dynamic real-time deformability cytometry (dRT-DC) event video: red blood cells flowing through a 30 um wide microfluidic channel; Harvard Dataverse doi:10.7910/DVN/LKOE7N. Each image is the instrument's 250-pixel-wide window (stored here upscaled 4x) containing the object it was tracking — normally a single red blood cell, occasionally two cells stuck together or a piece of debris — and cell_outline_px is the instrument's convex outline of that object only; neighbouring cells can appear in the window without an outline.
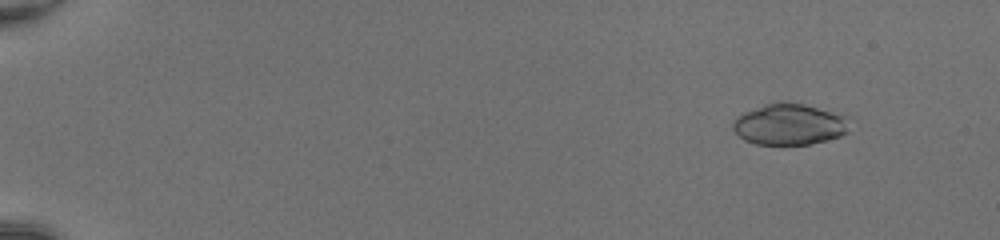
{"species": "common noctule bat (a hibernating species)", "species_latin": "Nyctalus noctula", "temperature_condition": "room temperature", "stored_images_in_passage": 52, "camera_frame_rate_fps": 3000, "um_per_image_px": 0.085, "animal": {"sex": "female", "body_mass_g": 20.0, "forearm_length_mm": 54.0}, "frame": {"image": 1, "passage_image": 6, "time_ms": 1.667, "image_size_px": [1000, 240], "cell_outline_px": [[856, 120], [848, 132], [840, 136], [828, 140], [808, 144], [756, 144], [744, 140], [732, 128], [732, 120], [744, 112], [764, 104], [784, 100], [804, 104], [852, 116]], "centroid_in_image_um": [67.21, 10.54], "position_along_channel_um": 17.8, "area_um2": 28.84}}
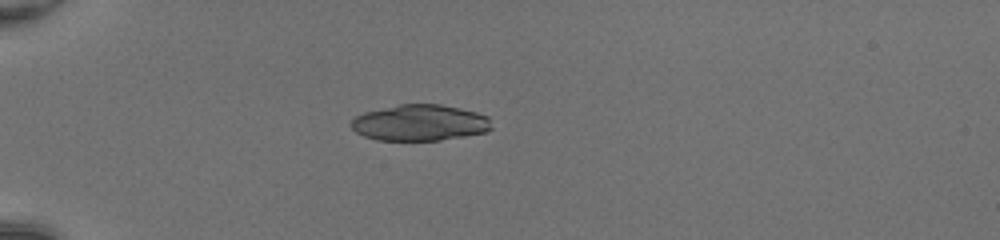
{"frame": {"image": 2, "passage_image": 17, "time_ms": 5.333, "image_size_px": [1000, 240], "cell_outline_px": [[492, 128], [484, 132], [464, 136], [440, 140], [376, 140], [364, 136], [356, 132], [352, 128], [352, 120], [356, 116], [364, 112], [400, 104], [440, 104], [460, 108], [476, 112], [488, 116]], "centroid_in_image_um": [35.69, 10.43], "position_along_channel_um": 49.3, "area_um2": 29.42}}